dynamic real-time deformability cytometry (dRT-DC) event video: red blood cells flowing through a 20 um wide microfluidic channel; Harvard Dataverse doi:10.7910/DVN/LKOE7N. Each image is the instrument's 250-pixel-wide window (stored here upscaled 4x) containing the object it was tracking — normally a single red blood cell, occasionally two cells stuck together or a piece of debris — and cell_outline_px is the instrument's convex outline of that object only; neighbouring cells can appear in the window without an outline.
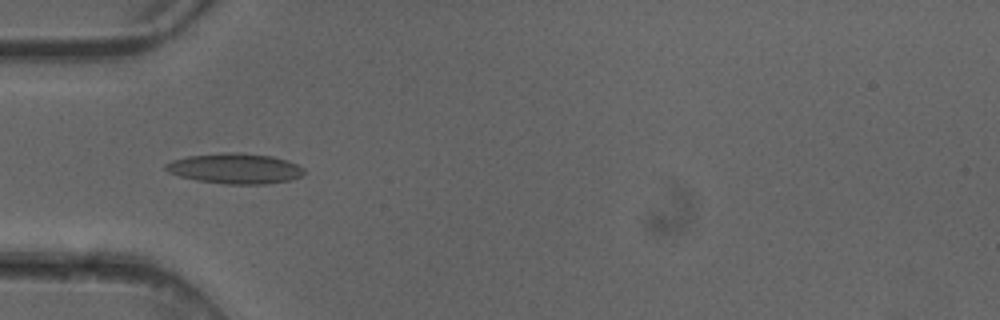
{"species": "common noctule bat (a hibernating species)", "species_latin": "Nyctalus noctula", "temperature_condition": "cold", "stored_images_in_passage": 5, "camera_frame_rate_fps": 3000, "um_per_image_px": 0.085, "animal": {"sex": "female"}, "frame": {"image": 1, "passage_image": 4, "time_ms": 1.0, "image_size_px": [1000, 320], "cell_outline_px": [[304, 172], [300, 176], [288, 180], [264, 184], [224, 184], [196, 180], [180, 176], [168, 172], [164, 168], [164, 164], [172, 160], [188, 156], [224, 152], [240, 152], [272, 156], [288, 160], [304, 168]], "centroid_in_image_um": [19.95, 14.31], "position_along_channel_um": 65.0, "area_um2": 24.51}}
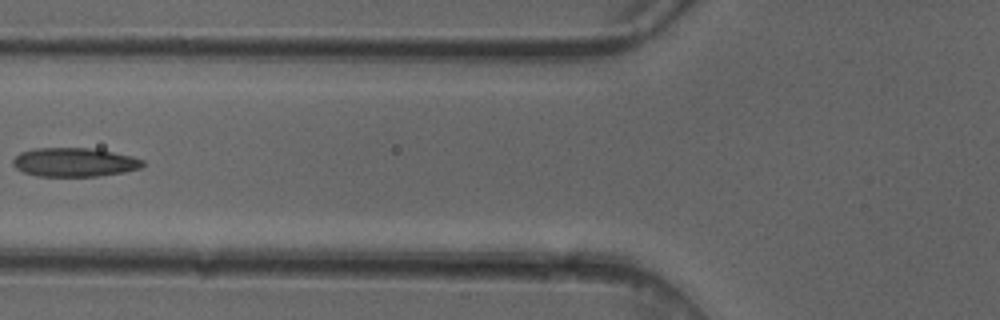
{"frame": {"image": 2, "passage_image": 5, "time_ms": 1.333, "image_size_px": [1000, 320], "cell_outline_px": [[148, 164], [140, 168], [124, 172], [96, 176], [36, 176], [24, 172], [16, 168], [12, 164], [12, 160], [20, 152], [32, 148], [88, 148], [112, 152], [132, 156], [144, 160]], "centroid_in_image_um": [6.33, 13.79], "position_along_channel_um": 119.5, "area_um2": 21.91}}